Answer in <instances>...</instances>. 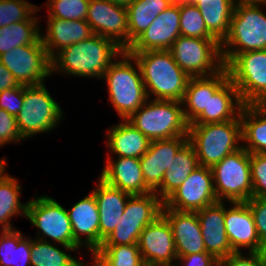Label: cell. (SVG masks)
Returning <instances> with one entry per match:
<instances>
[{
	"label": "cell",
	"instance_id": "obj_19",
	"mask_svg": "<svg viewBox=\"0 0 266 266\" xmlns=\"http://www.w3.org/2000/svg\"><path fill=\"white\" fill-rule=\"evenodd\" d=\"M200 221L206 252L220 262L235 253L229 243L225 229V206L217 201L196 212Z\"/></svg>",
	"mask_w": 266,
	"mask_h": 266
},
{
	"label": "cell",
	"instance_id": "obj_34",
	"mask_svg": "<svg viewBox=\"0 0 266 266\" xmlns=\"http://www.w3.org/2000/svg\"><path fill=\"white\" fill-rule=\"evenodd\" d=\"M37 17L0 27V55L21 45L35 44L40 38Z\"/></svg>",
	"mask_w": 266,
	"mask_h": 266
},
{
	"label": "cell",
	"instance_id": "obj_29",
	"mask_svg": "<svg viewBox=\"0 0 266 266\" xmlns=\"http://www.w3.org/2000/svg\"><path fill=\"white\" fill-rule=\"evenodd\" d=\"M199 166L193 145L188 141L174 156L170 169L163 175L161 188L155 193L164 202Z\"/></svg>",
	"mask_w": 266,
	"mask_h": 266
},
{
	"label": "cell",
	"instance_id": "obj_16",
	"mask_svg": "<svg viewBox=\"0 0 266 266\" xmlns=\"http://www.w3.org/2000/svg\"><path fill=\"white\" fill-rule=\"evenodd\" d=\"M189 141L188 135L171 139L153 140L148 151L139 159L145 187L156 193L161 188L163 175L178 151Z\"/></svg>",
	"mask_w": 266,
	"mask_h": 266
},
{
	"label": "cell",
	"instance_id": "obj_7",
	"mask_svg": "<svg viewBox=\"0 0 266 266\" xmlns=\"http://www.w3.org/2000/svg\"><path fill=\"white\" fill-rule=\"evenodd\" d=\"M218 201L246 202L253 197L250 153L243 147L211 167Z\"/></svg>",
	"mask_w": 266,
	"mask_h": 266
},
{
	"label": "cell",
	"instance_id": "obj_5",
	"mask_svg": "<svg viewBox=\"0 0 266 266\" xmlns=\"http://www.w3.org/2000/svg\"><path fill=\"white\" fill-rule=\"evenodd\" d=\"M189 142L193 145L199 165L212 167L241 146L242 123L240 118L221 123L190 124Z\"/></svg>",
	"mask_w": 266,
	"mask_h": 266
},
{
	"label": "cell",
	"instance_id": "obj_3",
	"mask_svg": "<svg viewBox=\"0 0 266 266\" xmlns=\"http://www.w3.org/2000/svg\"><path fill=\"white\" fill-rule=\"evenodd\" d=\"M119 56L123 59L112 62L102 78L107 82L109 100L114 109L121 119L127 120L149 99L137 60L127 51ZM133 60L138 70L132 65Z\"/></svg>",
	"mask_w": 266,
	"mask_h": 266
},
{
	"label": "cell",
	"instance_id": "obj_8",
	"mask_svg": "<svg viewBox=\"0 0 266 266\" xmlns=\"http://www.w3.org/2000/svg\"><path fill=\"white\" fill-rule=\"evenodd\" d=\"M169 51L177 65L189 77L210 76L225 67L221 44L216 39H200L180 35Z\"/></svg>",
	"mask_w": 266,
	"mask_h": 266
},
{
	"label": "cell",
	"instance_id": "obj_14",
	"mask_svg": "<svg viewBox=\"0 0 266 266\" xmlns=\"http://www.w3.org/2000/svg\"><path fill=\"white\" fill-rule=\"evenodd\" d=\"M86 21L94 34L112 40L128 50V12L126 6L107 0H90Z\"/></svg>",
	"mask_w": 266,
	"mask_h": 266
},
{
	"label": "cell",
	"instance_id": "obj_41",
	"mask_svg": "<svg viewBox=\"0 0 266 266\" xmlns=\"http://www.w3.org/2000/svg\"><path fill=\"white\" fill-rule=\"evenodd\" d=\"M151 222L120 221L102 245L137 244L143 229Z\"/></svg>",
	"mask_w": 266,
	"mask_h": 266
},
{
	"label": "cell",
	"instance_id": "obj_33",
	"mask_svg": "<svg viewBox=\"0 0 266 266\" xmlns=\"http://www.w3.org/2000/svg\"><path fill=\"white\" fill-rule=\"evenodd\" d=\"M20 184L10 175L4 173L0 178V224L1 230H12L11 217L24 215L26 217L27 203L19 201Z\"/></svg>",
	"mask_w": 266,
	"mask_h": 266
},
{
	"label": "cell",
	"instance_id": "obj_35",
	"mask_svg": "<svg viewBox=\"0 0 266 266\" xmlns=\"http://www.w3.org/2000/svg\"><path fill=\"white\" fill-rule=\"evenodd\" d=\"M92 256L94 266H146L137 244L101 245Z\"/></svg>",
	"mask_w": 266,
	"mask_h": 266
},
{
	"label": "cell",
	"instance_id": "obj_47",
	"mask_svg": "<svg viewBox=\"0 0 266 266\" xmlns=\"http://www.w3.org/2000/svg\"><path fill=\"white\" fill-rule=\"evenodd\" d=\"M184 261V266H217L220 261L207 252H199L186 256H177V260Z\"/></svg>",
	"mask_w": 266,
	"mask_h": 266
},
{
	"label": "cell",
	"instance_id": "obj_31",
	"mask_svg": "<svg viewBox=\"0 0 266 266\" xmlns=\"http://www.w3.org/2000/svg\"><path fill=\"white\" fill-rule=\"evenodd\" d=\"M171 5V0H133L126 7L128 12V48L156 17Z\"/></svg>",
	"mask_w": 266,
	"mask_h": 266
},
{
	"label": "cell",
	"instance_id": "obj_4",
	"mask_svg": "<svg viewBox=\"0 0 266 266\" xmlns=\"http://www.w3.org/2000/svg\"><path fill=\"white\" fill-rule=\"evenodd\" d=\"M259 4L235 3L229 32L221 43L224 66L237 54L266 49V15Z\"/></svg>",
	"mask_w": 266,
	"mask_h": 266
},
{
	"label": "cell",
	"instance_id": "obj_26",
	"mask_svg": "<svg viewBox=\"0 0 266 266\" xmlns=\"http://www.w3.org/2000/svg\"><path fill=\"white\" fill-rule=\"evenodd\" d=\"M244 105L229 79L215 94H209L208 113H201L191 124L221 123L240 118Z\"/></svg>",
	"mask_w": 266,
	"mask_h": 266
},
{
	"label": "cell",
	"instance_id": "obj_22",
	"mask_svg": "<svg viewBox=\"0 0 266 266\" xmlns=\"http://www.w3.org/2000/svg\"><path fill=\"white\" fill-rule=\"evenodd\" d=\"M74 240L81 246L88 247L92 255L99 249V210L96 199L91 192L67 210ZM86 235V241L82 235Z\"/></svg>",
	"mask_w": 266,
	"mask_h": 266
},
{
	"label": "cell",
	"instance_id": "obj_48",
	"mask_svg": "<svg viewBox=\"0 0 266 266\" xmlns=\"http://www.w3.org/2000/svg\"><path fill=\"white\" fill-rule=\"evenodd\" d=\"M18 85L12 73L0 61V92Z\"/></svg>",
	"mask_w": 266,
	"mask_h": 266
},
{
	"label": "cell",
	"instance_id": "obj_13",
	"mask_svg": "<svg viewBox=\"0 0 266 266\" xmlns=\"http://www.w3.org/2000/svg\"><path fill=\"white\" fill-rule=\"evenodd\" d=\"M217 201L212 170L199 165L164 201L163 208L197 212Z\"/></svg>",
	"mask_w": 266,
	"mask_h": 266
},
{
	"label": "cell",
	"instance_id": "obj_6",
	"mask_svg": "<svg viewBox=\"0 0 266 266\" xmlns=\"http://www.w3.org/2000/svg\"><path fill=\"white\" fill-rule=\"evenodd\" d=\"M181 101L148 100L127 120L150 141L188 135Z\"/></svg>",
	"mask_w": 266,
	"mask_h": 266
},
{
	"label": "cell",
	"instance_id": "obj_43",
	"mask_svg": "<svg viewBox=\"0 0 266 266\" xmlns=\"http://www.w3.org/2000/svg\"><path fill=\"white\" fill-rule=\"evenodd\" d=\"M246 203L250 207L259 239L266 247V198L252 197Z\"/></svg>",
	"mask_w": 266,
	"mask_h": 266
},
{
	"label": "cell",
	"instance_id": "obj_9",
	"mask_svg": "<svg viewBox=\"0 0 266 266\" xmlns=\"http://www.w3.org/2000/svg\"><path fill=\"white\" fill-rule=\"evenodd\" d=\"M62 113L45 84L24 86L23 107L16 115L18 130L23 139L48 132L60 122Z\"/></svg>",
	"mask_w": 266,
	"mask_h": 266
},
{
	"label": "cell",
	"instance_id": "obj_51",
	"mask_svg": "<svg viewBox=\"0 0 266 266\" xmlns=\"http://www.w3.org/2000/svg\"><path fill=\"white\" fill-rule=\"evenodd\" d=\"M172 4L175 5H183V4H189V3H193V0H171Z\"/></svg>",
	"mask_w": 266,
	"mask_h": 266
},
{
	"label": "cell",
	"instance_id": "obj_1",
	"mask_svg": "<svg viewBox=\"0 0 266 266\" xmlns=\"http://www.w3.org/2000/svg\"><path fill=\"white\" fill-rule=\"evenodd\" d=\"M123 50L112 40L93 34L90 38L65 47L51 58V73L66 72L74 76L100 79Z\"/></svg>",
	"mask_w": 266,
	"mask_h": 266
},
{
	"label": "cell",
	"instance_id": "obj_49",
	"mask_svg": "<svg viewBox=\"0 0 266 266\" xmlns=\"http://www.w3.org/2000/svg\"><path fill=\"white\" fill-rule=\"evenodd\" d=\"M235 3H260L266 5V0H235Z\"/></svg>",
	"mask_w": 266,
	"mask_h": 266
},
{
	"label": "cell",
	"instance_id": "obj_12",
	"mask_svg": "<svg viewBox=\"0 0 266 266\" xmlns=\"http://www.w3.org/2000/svg\"><path fill=\"white\" fill-rule=\"evenodd\" d=\"M0 61L20 85H42L45 77L52 74L51 58L41 38L35 44L21 45L3 53Z\"/></svg>",
	"mask_w": 266,
	"mask_h": 266
},
{
	"label": "cell",
	"instance_id": "obj_11",
	"mask_svg": "<svg viewBox=\"0 0 266 266\" xmlns=\"http://www.w3.org/2000/svg\"><path fill=\"white\" fill-rule=\"evenodd\" d=\"M26 218L55 244L58 242L69 251L81 247L74 240L67 210L53 198L40 196L28 201Z\"/></svg>",
	"mask_w": 266,
	"mask_h": 266
},
{
	"label": "cell",
	"instance_id": "obj_39",
	"mask_svg": "<svg viewBox=\"0 0 266 266\" xmlns=\"http://www.w3.org/2000/svg\"><path fill=\"white\" fill-rule=\"evenodd\" d=\"M90 0H48L49 18L86 20Z\"/></svg>",
	"mask_w": 266,
	"mask_h": 266
},
{
	"label": "cell",
	"instance_id": "obj_44",
	"mask_svg": "<svg viewBox=\"0 0 266 266\" xmlns=\"http://www.w3.org/2000/svg\"><path fill=\"white\" fill-rule=\"evenodd\" d=\"M24 85H18L0 92V108L16 117L23 107Z\"/></svg>",
	"mask_w": 266,
	"mask_h": 266
},
{
	"label": "cell",
	"instance_id": "obj_36",
	"mask_svg": "<svg viewBox=\"0 0 266 266\" xmlns=\"http://www.w3.org/2000/svg\"><path fill=\"white\" fill-rule=\"evenodd\" d=\"M164 202L155 193L132 195L125 206L121 221L153 222L162 214Z\"/></svg>",
	"mask_w": 266,
	"mask_h": 266
},
{
	"label": "cell",
	"instance_id": "obj_52",
	"mask_svg": "<svg viewBox=\"0 0 266 266\" xmlns=\"http://www.w3.org/2000/svg\"><path fill=\"white\" fill-rule=\"evenodd\" d=\"M5 163H6L5 159L0 160V178L5 173V168H6Z\"/></svg>",
	"mask_w": 266,
	"mask_h": 266
},
{
	"label": "cell",
	"instance_id": "obj_23",
	"mask_svg": "<svg viewBox=\"0 0 266 266\" xmlns=\"http://www.w3.org/2000/svg\"><path fill=\"white\" fill-rule=\"evenodd\" d=\"M229 79L226 67L210 76L190 77L181 101L186 107L183 111L189 125L201 113H208L209 94H215Z\"/></svg>",
	"mask_w": 266,
	"mask_h": 266
},
{
	"label": "cell",
	"instance_id": "obj_17",
	"mask_svg": "<svg viewBox=\"0 0 266 266\" xmlns=\"http://www.w3.org/2000/svg\"><path fill=\"white\" fill-rule=\"evenodd\" d=\"M180 35L179 5L172 4L162 11L150 26L132 42L127 52L169 50Z\"/></svg>",
	"mask_w": 266,
	"mask_h": 266
},
{
	"label": "cell",
	"instance_id": "obj_40",
	"mask_svg": "<svg viewBox=\"0 0 266 266\" xmlns=\"http://www.w3.org/2000/svg\"><path fill=\"white\" fill-rule=\"evenodd\" d=\"M38 8L25 0H0V27L29 20Z\"/></svg>",
	"mask_w": 266,
	"mask_h": 266
},
{
	"label": "cell",
	"instance_id": "obj_18",
	"mask_svg": "<svg viewBox=\"0 0 266 266\" xmlns=\"http://www.w3.org/2000/svg\"><path fill=\"white\" fill-rule=\"evenodd\" d=\"M232 208L225 206V229L234 252H241L240 247H248L249 252H265L257 234L250 207L246 202H231Z\"/></svg>",
	"mask_w": 266,
	"mask_h": 266
},
{
	"label": "cell",
	"instance_id": "obj_42",
	"mask_svg": "<svg viewBox=\"0 0 266 266\" xmlns=\"http://www.w3.org/2000/svg\"><path fill=\"white\" fill-rule=\"evenodd\" d=\"M253 197L266 198V154L250 153Z\"/></svg>",
	"mask_w": 266,
	"mask_h": 266
},
{
	"label": "cell",
	"instance_id": "obj_38",
	"mask_svg": "<svg viewBox=\"0 0 266 266\" xmlns=\"http://www.w3.org/2000/svg\"><path fill=\"white\" fill-rule=\"evenodd\" d=\"M180 34L200 39H215L206 27L199 8L194 3L179 5Z\"/></svg>",
	"mask_w": 266,
	"mask_h": 266
},
{
	"label": "cell",
	"instance_id": "obj_27",
	"mask_svg": "<svg viewBox=\"0 0 266 266\" xmlns=\"http://www.w3.org/2000/svg\"><path fill=\"white\" fill-rule=\"evenodd\" d=\"M110 152L118 157L141 158L150 145V139L135 128L128 120L116 124L107 133Z\"/></svg>",
	"mask_w": 266,
	"mask_h": 266
},
{
	"label": "cell",
	"instance_id": "obj_45",
	"mask_svg": "<svg viewBox=\"0 0 266 266\" xmlns=\"http://www.w3.org/2000/svg\"><path fill=\"white\" fill-rule=\"evenodd\" d=\"M16 122V117L0 108V146L12 141H22Z\"/></svg>",
	"mask_w": 266,
	"mask_h": 266
},
{
	"label": "cell",
	"instance_id": "obj_46",
	"mask_svg": "<svg viewBox=\"0 0 266 266\" xmlns=\"http://www.w3.org/2000/svg\"><path fill=\"white\" fill-rule=\"evenodd\" d=\"M223 266H266L265 252H249L244 257L241 252H235L220 262Z\"/></svg>",
	"mask_w": 266,
	"mask_h": 266
},
{
	"label": "cell",
	"instance_id": "obj_2",
	"mask_svg": "<svg viewBox=\"0 0 266 266\" xmlns=\"http://www.w3.org/2000/svg\"><path fill=\"white\" fill-rule=\"evenodd\" d=\"M129 54L139 63L148 99L152 94L156 100H183L190 77L177 65L169 50Z\"/></svg>",
	"mask_w": 266,
	"mask_h": 266
},
{
	"label": "cell",
	"instance_id": "obj_28",
	"mask_svg": "<svg viewBox=\"0 0 266 266\" xmlns=\"http://www.w3.org/2000/svg\"><path fill=\"white\" fill-rule=\"evenodd\" d=\"M242 147L248 153L266 154V104H247L241 110Z\"/></svg>",
	"mask_w": 266,
	"mask_h": 266
},
{
	"label": "cell",
	"instance_id": "obj_32",
	"mask_svg": "<svg viewBox=\"0 0 266 266\" xmlns=\"http://www.w3.org/2000/svg\"><path fill=\"white\" fill-rule=\"evenodd\" d=\"M31 240L18 230H2L0 236V265L25 266L30 264Z\"/></svg>",
	"mask_w": 266,
	"mask_h": 266
},
{
	"label": "cell",
	"instance_id": "obj_37",
	"mask_svg": "<svg viewBox=\"0 0 266 266\" xmlns=\"http://www.w3.org/2000/svg\"><path fill=\"white\" fill-rule=\"evenodd\" d=\"M30 254L31 266H85L80 260L50 244L42 236L36 240L31 239Z\"/></svg>",
	"mask_w": 266,
	"mask_h": 266
},
{
	"label": "cell",
	"instance_id": "obj_25",
	"mask_svg": "<svg viewBox=\"0 0 266 266\" xmlns=\"http://www.w3.org/2000/svg\"><path fill=\"white\" fill-rule=\"evenodd\" d=\"M47 20V35L41 34V40L50 58L56 54L55 51L58 52L65 47L86 40L94 34L86 20H61L58 18H48Z\"/></svg>",
	"mask_w": 266,
	"mask_h": 266
},
{
	"label": "cell",
	"instance_id": "obj_10",
	"mask_svg": "<svg viewBox=\"0 0 266 266\" xmlns=\"http://www.w3.org/2000/svg\"><path fill=\"white\" fill-rule=\"evenodd\" d=\"M225 67L245 105L266 104V49L237 54Z\"/></svg>",
	"mask_w": 266,
	"mask_h": 266
},
{
	"label": "cell",
	"instance_id": "obj_50",
	"mask_svg": "<svg viewBox=\"0 0 266 266\" xmlns=\"http://www.w3.org/2000/svg\"><path fill=\"white\" fill-rule=\"evenodd\" d=\"M107 1L127 7L133 0H107Z\"/></svg>",
	"mask_w": 266,
	"mask_h": 266
},
{
	"label": "cell",
	"instance_id": "obj_20",
	"mask_svg": "<svg viewBox=\"0 0 266 266\" xmlns=\"http://www.w3.org/2000/svg\"><path fill=\"white\" fill-rule=\"evenodd\" d=\"M162 214L171 225L177 256L206 252L196 212L162 208Z\"/></svg>",
	"mask_w": 266,
	"mask_h": 266
},
{
	"label": "cell",
	"instance_id": "obj_30",
	"mask_svg": "<svg viewBox=\"0 0 266 266\" xmlns=\"http://www.w3.org/2000/svg\"><path fill=\"white\" fill-rule=\"evenodd\" d=\"M208 32L221 44L226 38L233 15L235 0H194Z\"/></svg>",
	"mask_w": 266,
	"mask_h": 266
},
{
	"label": "cell",
	"instance_id": "obj_21",
	"mask_svg": "<svg viewBox=\"0 0 266 266\" xmlns=\"http://www.w3.org/2000/svg\"><path fill=\"white\" fill-rule=\"evenodd\" d=\"M99 185L91 191L96 199L99 210V248L102 242L113 232L121 221L120 218L131 194L106 183L99 178Z\"/></svg>",
	"mask_w": 266,
	"mask_h": 266
},
{
	"label": "cell",
	"instance_id": "obj_15",
	"mask_svg": "<svg viewBox=\"0 0 266 266\" xmlns=\"http://www.w3.org/2000/svg\"><path fill=\"white\" fill-rule=\"evenodd\" d=\"M137 245L146 266H177L173 231L163 214L143 229Z\"/></svg>",
	"mask_w": 266,
	"mask_h": 266
},
{
	"label": "cell",
	"instance_id": "obj_24",
	"mask_svg": "<svg viewBox=\"0 0 266 266\" xmlns=\"http://www.w3.org/2000/svg\"><path fill=\"white\" fill-rule=\"evenodd\" d=\"M105 165L100 178L109 185L131 195L151 193L145 187L139 158L118 157L113 161L109 156Z\"/></svg>",
	"mask_w": 266,
	"mask_h": 266
}]
</instances>
